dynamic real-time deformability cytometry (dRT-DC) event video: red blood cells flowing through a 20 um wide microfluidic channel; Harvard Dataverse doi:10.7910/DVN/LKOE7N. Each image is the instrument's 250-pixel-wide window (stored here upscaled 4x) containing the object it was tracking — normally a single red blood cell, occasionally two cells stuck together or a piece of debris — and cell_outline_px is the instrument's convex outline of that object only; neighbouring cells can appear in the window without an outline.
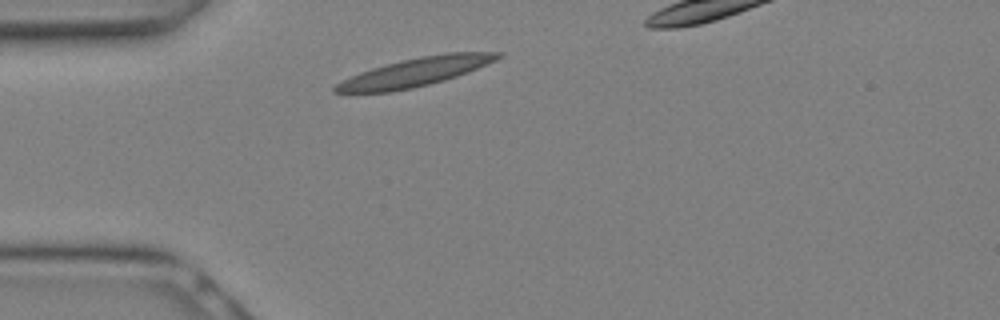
{"species": "Egyptian fruit bat (a non-hibernating species)", "species_latin": "Rousettus aegyptiacus", "temperature_condition": "warm", "stored_images_in_passage": 7, "camera_frame_rate_fps": 3000, "um_per_image_px": 0.085, "animal": {"sex": "female"}, "frame": {"image": 1, "passage_image": 1, "time_ms": 0.0, "image_size_px": [1000, 320], "cell_outline_px": [[504, 56], [496, 60], [468, 72], [444, 80], [412, 88], [388, 92], [332, 92], [332, 88], [336, 84], [360, 72], [372, 68], [400, 60], [420, 56], [448, 52], [504, 52]], "centroid_in_image_um": [35.33, 6.11], "position_along_channel_um": 49.7, "area_um2": 26.76}}
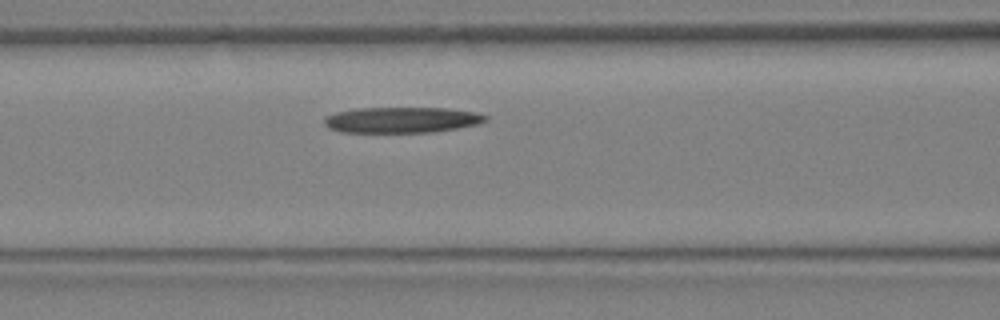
{"frame": {"image": 2, "passage_image": 5, "time_ms": 1.333, "image_size_px": [1000, 320], "cell_outline_px": [[488, 120], [476, 124], [456, 128], [432, 132], [340, 132], [328, 128], [324, 124], [324, 116], [336, 112], [356, 108], [448, 108], [476, 112], [488, 116]], "centroid_in_image_um": [34.11, 10.19], "position_along_channel_um": 132.5, "area_um2": 24.28}}
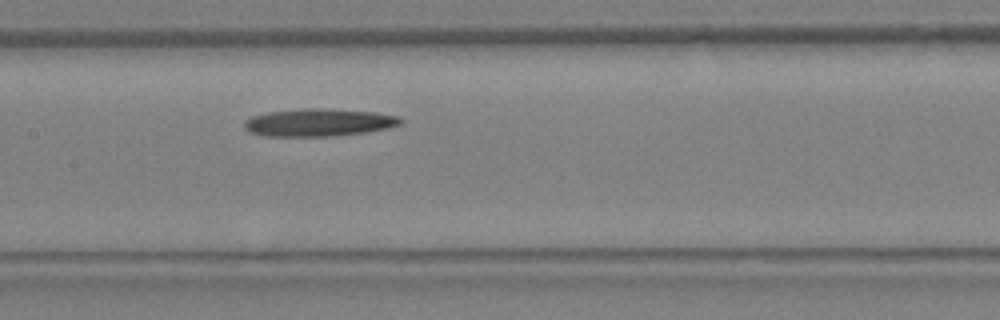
{"frame": {"image": 3, "passage_image": 7, "time_ms": 2.0, "image_size_px": [1000, 320], "cell_outline_px": [[404, 120], [400, 124], [388, 128], [364, 132], [336, 136], [264, 136], [252, 132], [244, 128], [244, 124], [252, 116], [268, 112], [304, 108], [316, 108], [376, 112], [400, 116]], "centroid_in_image_um": [27.13, 10.41], "position_along_channel_um": 180.3, "area_um2": 25.03}}